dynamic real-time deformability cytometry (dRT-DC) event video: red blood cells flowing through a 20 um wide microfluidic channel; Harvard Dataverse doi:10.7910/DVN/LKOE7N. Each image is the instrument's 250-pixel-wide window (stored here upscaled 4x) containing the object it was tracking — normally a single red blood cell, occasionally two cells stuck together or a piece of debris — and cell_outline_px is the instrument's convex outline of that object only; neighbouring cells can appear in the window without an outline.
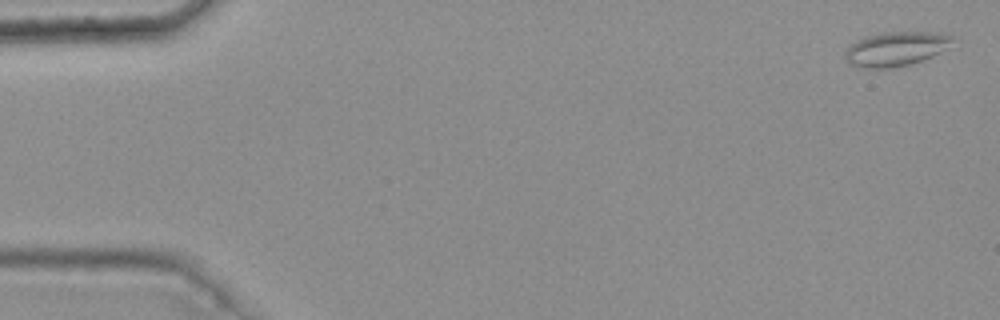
{"species": "common noctule bat (a hibernating species)", "species_latin": "Nyctalus noctula", "temperature_condition": "warm", "stored_images_in_passage": 4, "camera_frame_rate_fps": 3000, "um_per_image_px": 0.085, "animal": {"sex": "female", "body_mass_g": 25.1}, "frame": {"image": 1, "passage_image": 1, "time_ms": 0.0, "image_size_px": [1000, 320], "cell_outline_px": [[952, 48], [932, 56], [908, 64], [888, 68], [860, 68], [848, 64], [844, 56], [844, 52], [856, 40], [880, 32], [936, 32], [952, 36]], "centroid_in_image_um": [76.15, 4.15], "position_along_channel_um": 8.9, "area_um2": 21.56}}
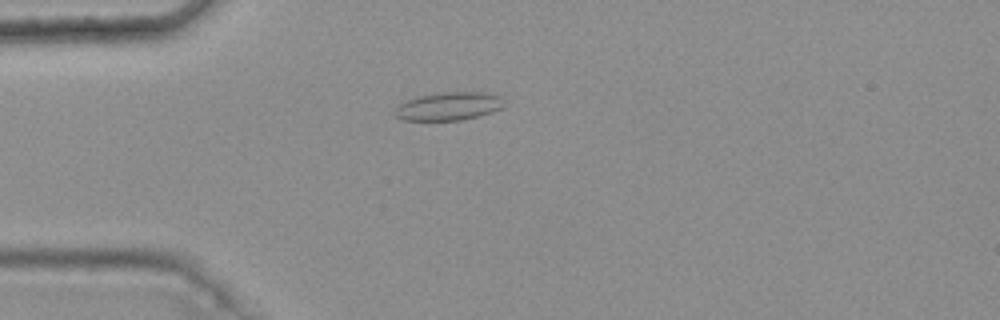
{"frame": {"image": 2, "passage_image": 4, "time_ms": 1.0, "image_size_px": [1000, 320], "cell_outline_px": [[504, 108], [492, 112], [460, 120], [400, 120], [392, 112], [400, 104], [416, 96], [440, 92], [488, 92], [504, 96]], "centroid_in_image_um": [38.18, 9.01], "position_along_channel_um": 46.8, "area_um2": 18.21}}